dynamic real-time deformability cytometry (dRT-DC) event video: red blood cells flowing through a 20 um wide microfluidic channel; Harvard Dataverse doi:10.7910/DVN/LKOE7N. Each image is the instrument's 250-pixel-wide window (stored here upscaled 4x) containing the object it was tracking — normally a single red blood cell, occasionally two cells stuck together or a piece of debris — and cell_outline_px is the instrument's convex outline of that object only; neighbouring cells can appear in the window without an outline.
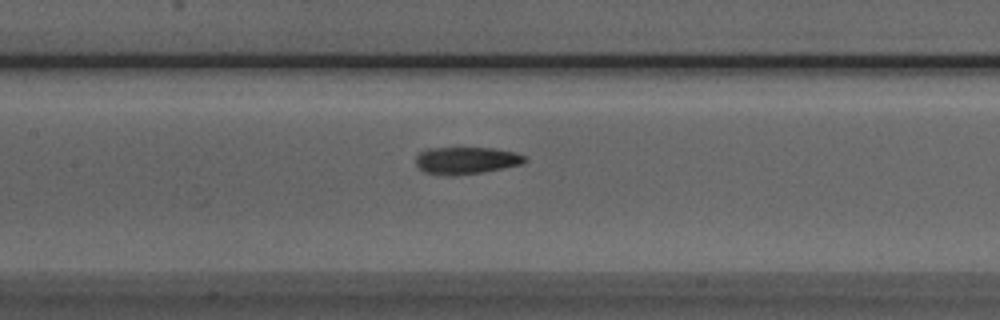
{"species": "Egyptian fruit bat (a non-hibernating species)", "species_latin": "Rousettus aegyptiacus", "temperature_condition": "room temperature", "stored_images_in_passage": 35, "camera_frame_rate_fps": 3000, "um_per_image_px": 0.085, "animal": {"sex": "male"}, "frame": {"image": 1, "passage_image": 13, "time_ms": 4.0, "image_size_px": [1000, 320], "cell_outline_px": [[528, 160], [520, 164], [480, 172], [452, 176], [424, 172], [416, 164], [416, 156], [424, 148], [492, 148], [516, 152], [524, 156]], "centroid_in_image_um": [39.59, 13.62], "position_along_channel_um": 167.8, "area_um2": 17.05}}
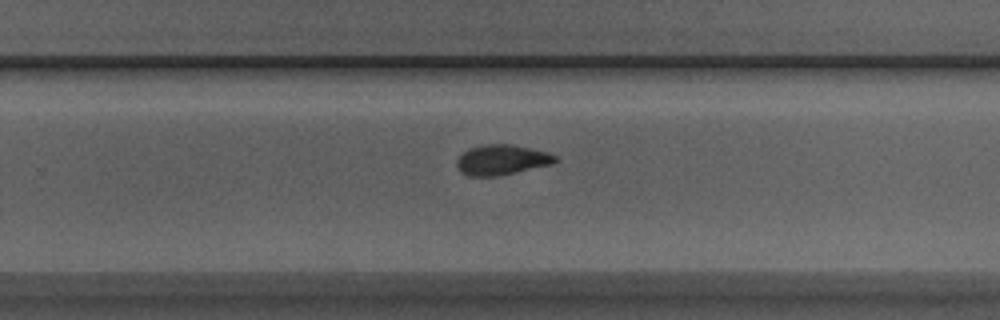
{"frame": {"image": 2, "passage_image": 22, "time_ms": 7.0, "image_size_px": [1000, 320], "cell_outline_px": [[556, 160], [552, 164], [516, 172], [496, 176], [468, 176], [460, 172], [456, 164], [456, 160], [468, 148], [484, 144], [512, 144], [548, 152], [556, 156]], "centroid_in_image_um": [42.62, 13.58], "position_along_channel_um": 287.2, "area_um2": 17.28}}
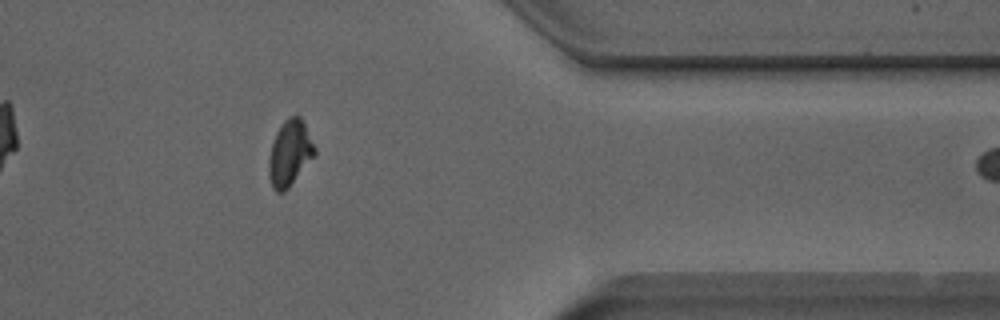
{"frame": {"image": 3, "passage_image": 31, "time_ms": 10.0, "image_size_px": [1000, 320], "cell_outline_px": [[316, 156], [288, 188], [284, 192], [276, 192], [272, 188], [268, 172], [268, 164], [272, 144], [276, 132], [280, 124], [284, 120], [292, 116], [300, 116], [316, 148]], "centroid_in_image_um": [24.64, 13.04], "position_along_channel_um": 386.8, "area_um2": 17.63}, "authors_computed_cell_mechanics": {"area_um2": 17.2822, "velocity_mm_per_s": 4.0018, "shape_relaxation_time_tau1_ms": 5.4105, "shape_relaxation_time_tau2_ms": 2.2641, "deformation_change_tau1": 0.1868, "deformation_change_tau2": 0.0849}}